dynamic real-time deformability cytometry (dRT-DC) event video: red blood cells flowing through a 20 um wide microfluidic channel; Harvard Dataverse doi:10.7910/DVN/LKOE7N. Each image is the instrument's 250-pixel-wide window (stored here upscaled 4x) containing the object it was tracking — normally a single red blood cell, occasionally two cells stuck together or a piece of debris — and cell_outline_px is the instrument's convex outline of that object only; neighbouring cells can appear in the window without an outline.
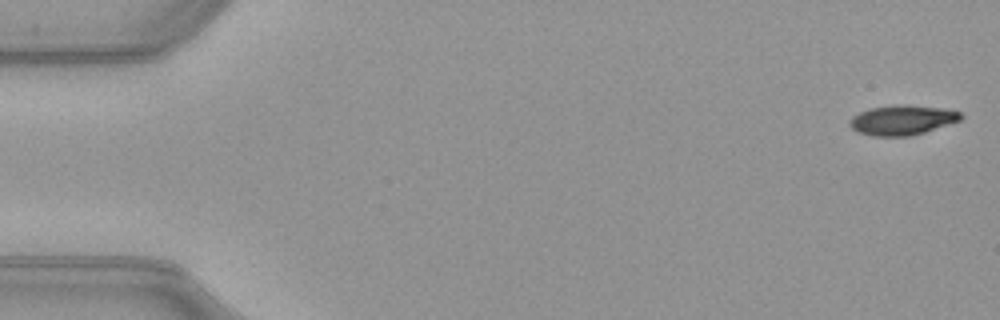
{"species": "common noctule bat (a hibernating species)", "species_latin": "Nyctalus noctula", "temperature_condition": "warm", "stored_images_in_passage": 51, "camera_frame_rate_fps": 3000, "um_per_image_px": 0.085, "animal": {"sex": "female", "body_mass_g": 21.9}, "frame": {"image": 1, "passage_image": 1, "time_ms": 0.0, "image_size_px": [1000, 320], "cell_outline_px": [[964, 116], [960, 120], [924, 132], [908, 136], [872, 136], [860, 132], [852, 128], [848, 124], [848, 120], [852, 116], [860, 112], [872, 108], [904, 104], [940, 108], [960, 112]], "centroid_in_image_um": [76.67, 10.21], "position_along_channel_um": 8.3, "area_um2": 19.02}}
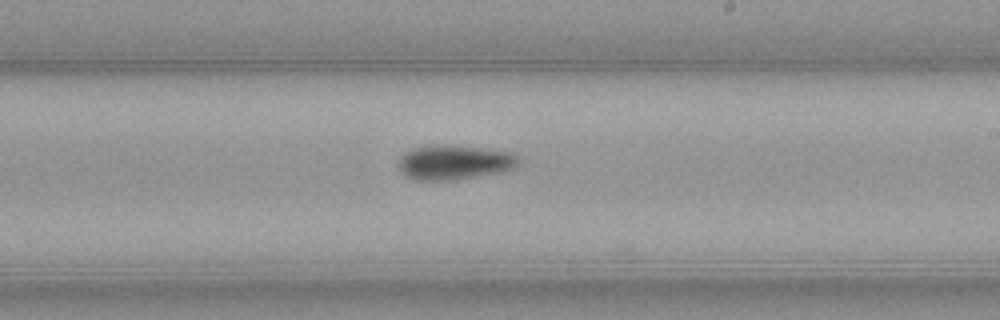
{"frame": {"image": 2, "passage_image": 30, "time_ms": 9.667, "image_size_px": [1000, 320], "cell_outline_px": [[516, 164], [512, 168], [504, 172], [456, 180], [412, 180], [404, 176], [400, 172], [400, 156], [404, 152], [412, 148], [440, 144], [480, 148], [512, 152], [516, 156]], "centroid_in_image_um": [38.56, 13.81], "position_along_channel_um": 250.4, "area_um2": 24.22}}
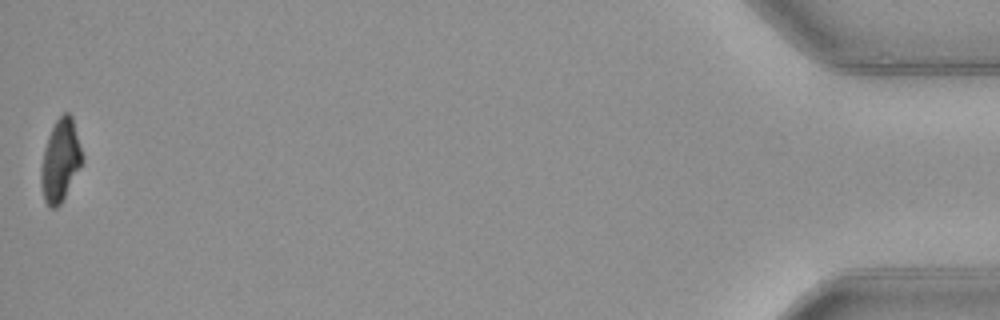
{"frame": {"image": 3, "passage_image": 51, "time_ms": 16.667, "image_size_px": [1000, 320], "cell_outline_px": [[84, 160], [60, 204], [56, 208], [52, 208], [44, 200], [40, 184], [40, 168], [44, 148], [48, 136], [56, 120], [64, 112], [68, 112], [72, 116], [84, 156]], "centroid_in_image_um": [5.13, 13.62], "position_along_channel_um": 430.1, "area_um2": 19.77}, "authors_computed_cell_mechanics": {"area_um2": 21.6172, "velocity_mm_per_s": 4.0124, "shape_relaxation_time_tau1_ms": 3.3734, "shape_relaxation_time_tau2_ms": null, "deformation_change_tau1": 0.1415, "deformation_change_tau2": null}}